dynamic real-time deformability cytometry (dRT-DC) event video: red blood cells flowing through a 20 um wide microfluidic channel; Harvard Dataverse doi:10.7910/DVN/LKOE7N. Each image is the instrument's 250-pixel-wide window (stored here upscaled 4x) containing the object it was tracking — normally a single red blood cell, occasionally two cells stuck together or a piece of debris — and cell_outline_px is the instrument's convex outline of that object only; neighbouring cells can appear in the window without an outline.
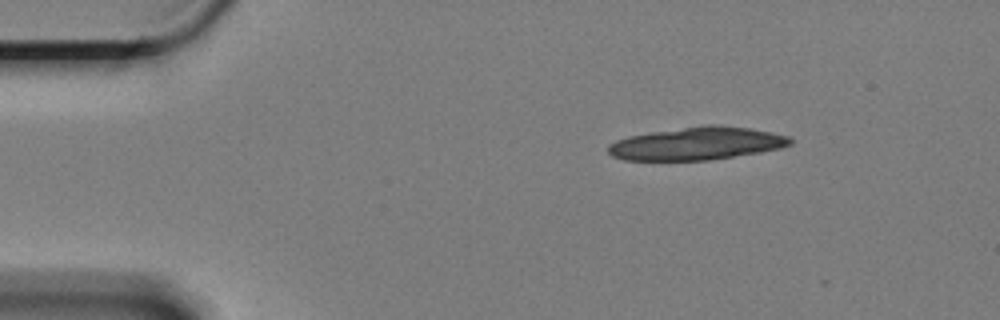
{"species": "Egyptian fruit bat (a non-hibernating species)", "species_latin": "Rousettus aegyptiacus", "temperature_condition": "cold", "stored_images_in_passage": 13, "camera_frame_rate_fps": 3000, "um_per_image_px": 0.085, "animal": {"sex": "female"}, "frame": {"image": 1, "passage_image": 1, "time_ms": 0.0, "image_size_px": [1000, 320], "cell_outline_px": [[792, 144], [780, 148], [760, 152], [708, 160], [624, 160], [612, 156], [608, 152], [608, 144], [616, 140], [632, 136], [652, 132], [708, 124], [716, 124], [748, 128], [788, 136], [792, 140]], "centroid_in_image_um": [59.22, 12.2], "position_along_channel_um": 25.8, "area_um2": 34.45}}